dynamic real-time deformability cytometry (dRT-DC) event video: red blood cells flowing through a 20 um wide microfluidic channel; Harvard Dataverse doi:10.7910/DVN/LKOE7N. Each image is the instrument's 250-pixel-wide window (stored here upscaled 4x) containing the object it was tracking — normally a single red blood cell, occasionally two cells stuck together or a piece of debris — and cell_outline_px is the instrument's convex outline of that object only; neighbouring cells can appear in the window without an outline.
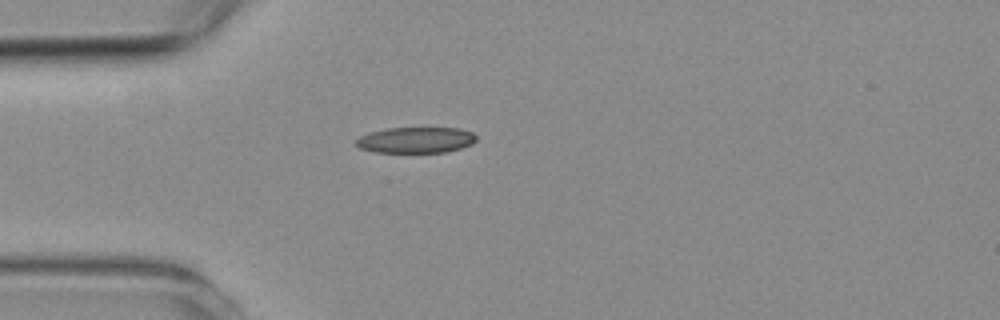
{"species": "common noctule bat (a hibernating species)", "species_latin": "Nyctalus noctula", "temperature_condition": "room temperature", "stored_images_in_passage": 1, "camera_frame_rate_fps": 3000, "um_per_image_px": 0.085, "animal": {"sex": "female", "body_mass_g": 19.3, "forearm_length_mm": 54.1}, "frame": {"image": 1, "passage_image": 1, "time_ms": 0.0, "image_size_px": [1000, 320], "cell_outline_px": [[476, 140], [472, 144], [448, 152], [376, 152], [360, 148], [356, 144], [356, 140], [360, 136], [368, 132], [388, 128], [460, 128], [472, 132], [476, 136]], "centroid_in_image_um": [35.36, 11.9], "position_along_channel_um": 49.6, "area_um2": 18.15}}